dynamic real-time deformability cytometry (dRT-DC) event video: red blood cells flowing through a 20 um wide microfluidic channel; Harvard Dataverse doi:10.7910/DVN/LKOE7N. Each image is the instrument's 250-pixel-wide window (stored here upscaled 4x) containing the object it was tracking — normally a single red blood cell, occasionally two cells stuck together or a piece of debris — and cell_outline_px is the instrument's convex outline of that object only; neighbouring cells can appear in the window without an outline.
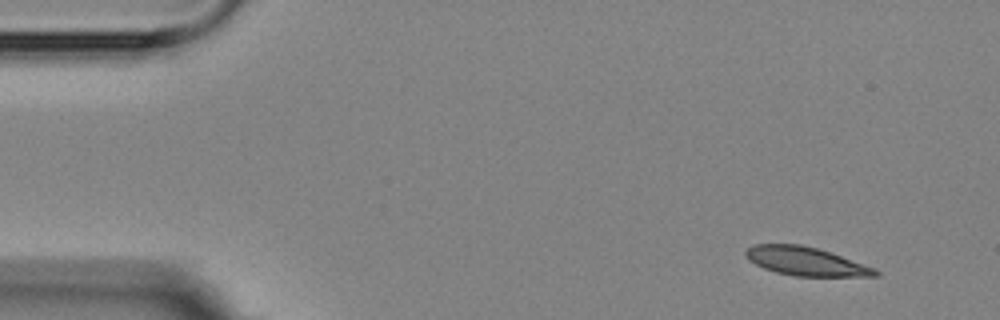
{"species": "Egyptian fruit bat (a non-hibernating species)", "species_latin": "Rousettus aegyptiacus", "temperature_condition": "room temperature", "stored_images_in_passage": 4, "camera_frame_rate_fps": 3000, "um_per_image_px": 0.085, "animal": {"sex": "female"}, "frame": {"image": 1, "passage_image": 1, "time_ms": 0.0, "image_size_px": [1000, 320], "cell_outline_px": [[880, 276], [796, 276], [776, 272], [764, 268], [748, 260], [744, 252], [748, 248], [756, 244], [800, 244], [816, 248], [876, 268], [880, 272]], "centroid_in_image_um": [68.49, 22.22], "position_along_channel_um": 16.5, "area_um2": 21.33}}